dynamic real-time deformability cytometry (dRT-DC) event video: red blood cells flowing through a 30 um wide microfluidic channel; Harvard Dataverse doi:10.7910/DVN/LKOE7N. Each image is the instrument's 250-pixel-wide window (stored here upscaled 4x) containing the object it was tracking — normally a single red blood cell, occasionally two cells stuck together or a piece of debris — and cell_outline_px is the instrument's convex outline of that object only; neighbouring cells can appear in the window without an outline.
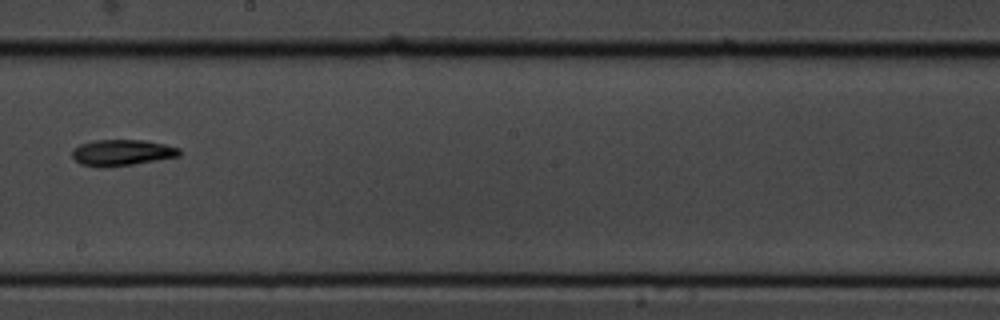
{"species": "common noctule bat (a hibernating species)", "species_latin": "Nyctalus noctula", "temperature_condition": "cold", "stored_images_in_passage": 8, "camera_frame_rate_fps": 3000, "um_per_image_px": 0.085, "animal": {"sex": "male", "body_mass_g": 19.5, "forearm_length_mm": 54.6}, "frame": {"image": 1, "passage_image": 8, "time_ms": 2.333, "image_size_px": [1000, 320], "cell_outline_px": [[180, 156], [132, 164], [80, 164], [72, 156], [72, 152], [80, 144], [96, 140], [144, 140], [164, 144], [180, 148]], "centroid_in_image_um": [10.44, 12.92], "position_along_channel_um": 237.8, "area_um2": 15.43}}